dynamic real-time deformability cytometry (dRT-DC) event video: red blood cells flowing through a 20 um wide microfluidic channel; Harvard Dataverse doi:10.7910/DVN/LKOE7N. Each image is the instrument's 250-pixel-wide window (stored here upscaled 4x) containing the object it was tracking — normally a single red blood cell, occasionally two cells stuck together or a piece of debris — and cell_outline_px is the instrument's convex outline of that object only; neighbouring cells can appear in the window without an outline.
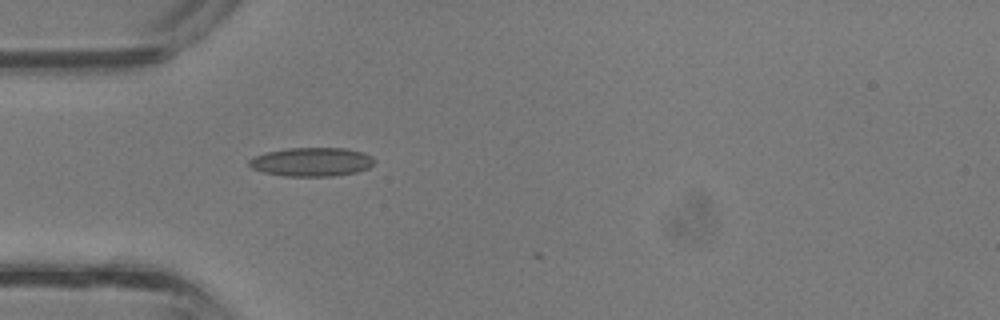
{"species": "common noctule bat (a hibernating species)", "species_latin": "Nyctalus noctula", "temperature_condition": "room temperature", "stored_images_in_passage": 2, "camera_frame_rate_fps": 3000, "um_per_image_px": 0.085, "animal": {"sex": "male", "body_mass_g": 13.3}, "frame": {"image": 1, "passage_image": 1, "time_ms": 0.0, "image_size_px": [1000, 320], "cell_outline_px": [[376, 160], [368, 168], [356, 172], [332, 176], [284, 176], [264, 172], [252, 168], [248, 164], [248, 160], [252, 156], [268, 152], [288, 148], [344, 148], [364, 152], [372, 156]], "centroid_in_image_um": [26.49, 13.76], "position_along_channel_um": 58.5, "area_um2": 21.04}}